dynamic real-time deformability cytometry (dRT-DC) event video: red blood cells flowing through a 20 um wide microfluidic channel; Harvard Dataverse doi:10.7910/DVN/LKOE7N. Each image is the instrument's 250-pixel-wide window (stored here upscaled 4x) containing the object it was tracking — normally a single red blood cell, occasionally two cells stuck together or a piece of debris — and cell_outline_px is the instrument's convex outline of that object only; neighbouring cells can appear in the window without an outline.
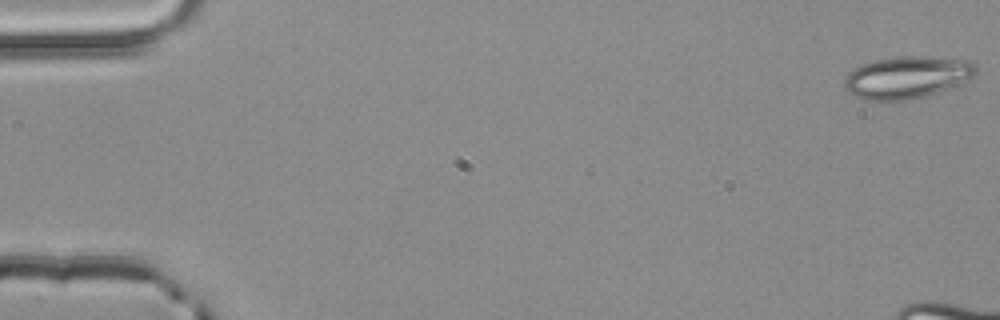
{"species": "common noctule bat (a hibernating species)", "species_latin": "Nyctalus noctula", "temperature_condition": "room temperature", "stored_images_in_passage": 5, "camera_frame_rate_fps": 3000, "um_per_image_px": 0.085, "animal": {"sex": "male", "body_mass_g": 20.4}, "frame": {"image": 1, "passage_image": 1, "time_ms": 0.0, "image_size_px": [1000, 320], "cell_outline_px": [[980, 68], [976, 76], [948, 88], [924, 96], [908, 100], [864, 100], [852, 96], [844, 88], [844, 76], [848, 72], [860, 64], [876, 60], [900, 56], [928, 56], [972, 60]], "centroid_in_image_um": [77.1, 6.56], "position_along_channel_um": 7.9, "area_um2": 32.83}}